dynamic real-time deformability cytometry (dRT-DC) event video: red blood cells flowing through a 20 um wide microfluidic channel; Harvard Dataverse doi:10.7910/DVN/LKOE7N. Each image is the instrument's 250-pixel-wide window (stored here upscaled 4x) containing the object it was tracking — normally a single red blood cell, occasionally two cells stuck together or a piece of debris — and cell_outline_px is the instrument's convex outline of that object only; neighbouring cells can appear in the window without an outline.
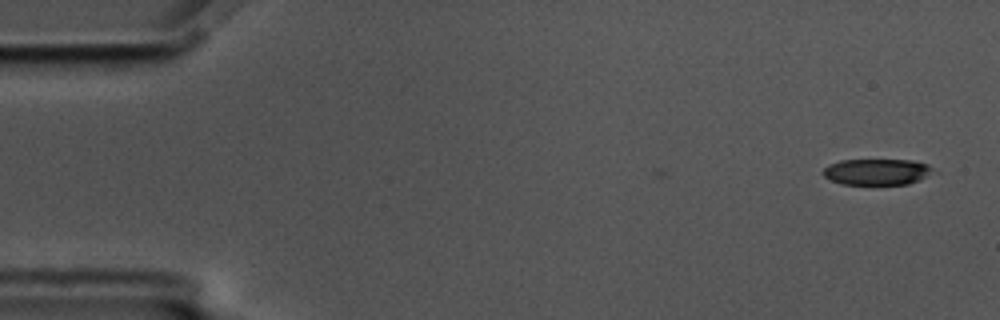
{"species": "common noctule bat (a hibernating species)", "species_latin": "Nyctalus noctula", "temperature_condition": "cold", "stored_images_in_passage": 5, "camera_frame_rate_fps": 3000, "um_per_image_px": 0.085, "animal": {"sex": "male", "body_mass_g": 17.5, "forearm_length_mm": 52.3}, "frame": {"image": 1, "passage_image": 1, "time_ms": 0.0, "image_size_px": [1000, 320], "cell_outline_px": [[940, 172], [908, 184], [840, 184], [824, 176], [820, 172], [828, 164], [840, 160], [912, 160], [928, 164]], "centroid_in_image_um": [74.59, 14.6], "position_along_channel_um": 10.4, "area_um2": 17.11}}